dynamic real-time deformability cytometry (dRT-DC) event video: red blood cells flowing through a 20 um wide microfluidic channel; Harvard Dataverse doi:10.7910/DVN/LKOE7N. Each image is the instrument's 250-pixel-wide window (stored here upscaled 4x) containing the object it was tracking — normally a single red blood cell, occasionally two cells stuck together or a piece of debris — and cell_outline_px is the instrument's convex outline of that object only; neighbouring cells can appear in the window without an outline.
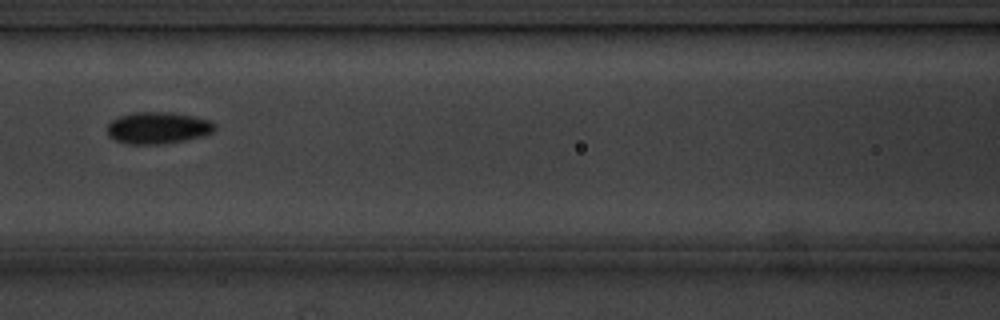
{"species": "common noctule bat (a hibernating species)", "species_latin": "Nyctalus noctula", "temperature_condition": "cold", "stored_images_in_passage": 8, "camera_frame_rate_fps": 3000, "um_per_image_px": 0.085, "animal": {"sex": "male", "body_mass_g": 20.1, "forearm_length_mm": 53.5}, "frame": {"image": 1, "passage_image": 5, "time_ms": 4.667, "image_size_px": [1000, 320], "cell_outline_px": [[216, 128], [212, 132], [200, 136], [184, 140], [160, 144], [128, 144], [116, 140], [108, 136], [108, 124], [112, 120], [120, 116], [132, 112], [172, 112], [212, 120], [216, 124]], "centroid_in_image_um": [13.42, 10.86], "position_along_channel_um": 153.2, "area_um2": 19.88}}